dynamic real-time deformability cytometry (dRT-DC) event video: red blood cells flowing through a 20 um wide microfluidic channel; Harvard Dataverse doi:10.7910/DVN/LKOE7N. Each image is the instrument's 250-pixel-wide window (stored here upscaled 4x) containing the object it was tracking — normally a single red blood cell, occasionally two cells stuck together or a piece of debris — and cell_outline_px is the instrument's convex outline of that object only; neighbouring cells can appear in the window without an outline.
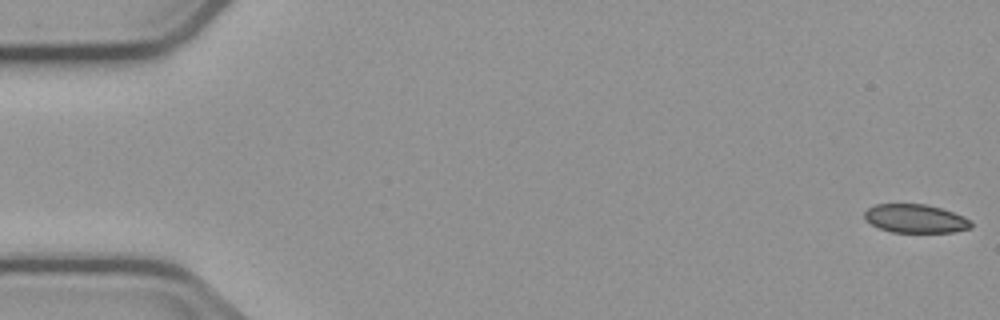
{"species": "common noctule bat (a hibernating species)", "species_latin": "Nyctalus noctula", "temperature_condition": "cold", "stored_images_in_passage": 6, "camera_frame_rate_fps": 3000, "um_per_image_px": 0.085, "animal": {"sex": "male", "body_mass_g": 23.1, "forearm_length_mm": 52.7}, "frame": {"image": 1, "passage_image": 1, "time_ms": 0.0, "image_size_px": [1000, 320], "cell_outline_px": [[972, 228], [952, 232], [892, 232], [880, 228], [864, 220], [864, 212], [868, 208], [876, 204], [924, 204], [940, 208], [964, 216], [972, 220]], "centroid_in_image_um": [77.82, 18.58], "position_along_channel_um": 7.2, "area_um2": 17.74}}